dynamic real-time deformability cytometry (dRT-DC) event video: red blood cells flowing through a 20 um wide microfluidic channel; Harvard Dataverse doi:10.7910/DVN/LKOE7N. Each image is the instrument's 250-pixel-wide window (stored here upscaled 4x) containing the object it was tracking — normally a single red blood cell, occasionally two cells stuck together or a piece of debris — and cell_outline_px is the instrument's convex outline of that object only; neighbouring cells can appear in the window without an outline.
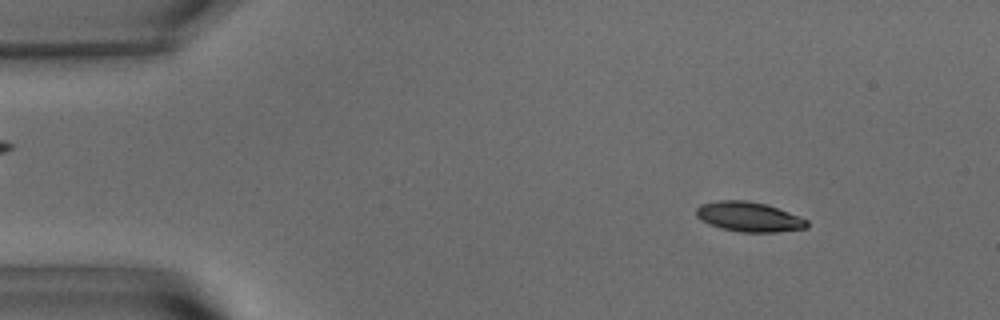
{"species": "common noctule bat (a hibernating species)", "species_latin": "Nyctalus noctula", "temperature_condition": "warm", "stored_images_in_passage": 56, "camera_frame_rate_fps": 3000, "um_per_image_px": 0.085, "animal": {"sex": "male", "body_mass_g": 15.6}, "frame": {"image": 1, "passage_image": 7, "time_ms": 2.0, "image_size_px": [1000, 320], "cell_outline_px": [[808, 228], [776, 232], [740, 232], [720, 228], [708, 224], [700, 220], [696, 216], [696, 208], [700, 204], [720, 200], [748, 200], [764, 204], [788, 212], [808, 220]], "centroid_in_image_um": [63.62, 18.43], "position_along_channel_um": 21.4, "area_um2": 19.25}}
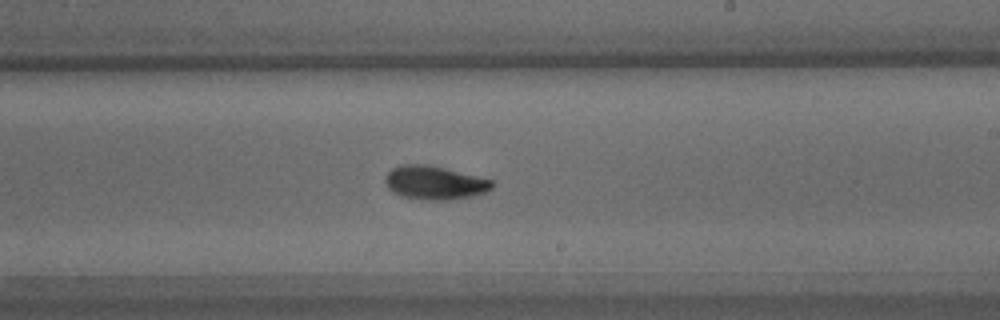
{"frame": {"image": 2, "passage_image": 33, "time_ms": 10.667, "image_size_px": [1000, 320], "cell_outline_px": [[492, 188], [488, 192], [476, 196], [448, 200], [420, 200], [400, 196], [388, 188], [384, 180], [384, 176], [392, 168], [404, 164], [428, 164], [492, 180]], "centroid_in_image_um": [36.93, 15.55], "position_along_channel_um": 252.1, "area_um2": 21.1}}
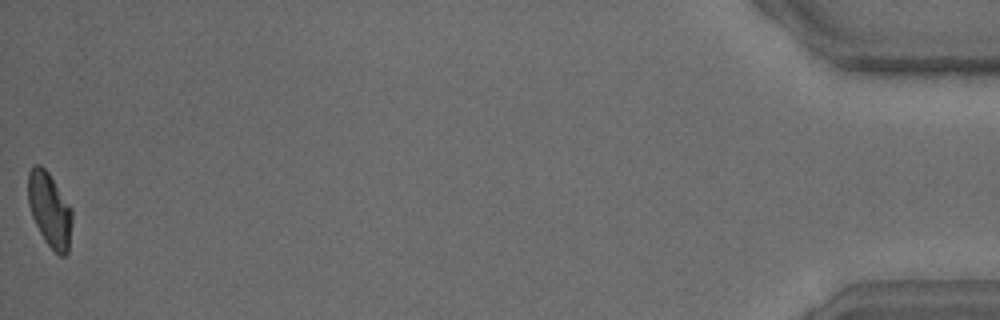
{"frame": {"image": 3, "passage_image": 56, "time_ms": 18.333, "image_size_px": [1000, 320], "cell_outline_px": [[72, 220], [68, 252], [64, 256], [60, 256], [44, 240], [32, 216], [28, 204], [28, 172], [36, 164], [40, 164], [48, 172], [72, 208]], "centroid_in_image_um": [4.22, 17.82], "position_along_channel_um": 431.0, "area_um2": 18.96}, "authors_computed_cell_mechanics": {"area_um2": 19.8254, "velocity_mm_per_s": 3.6075, "shape_relaxation_time_tau1_ms": 3.7674, "shape_relaxation_time_tau2_ms": 5.0414, "deformation_change_tau1": 0.1388, "deformation_change_tau2": 0.0955}}